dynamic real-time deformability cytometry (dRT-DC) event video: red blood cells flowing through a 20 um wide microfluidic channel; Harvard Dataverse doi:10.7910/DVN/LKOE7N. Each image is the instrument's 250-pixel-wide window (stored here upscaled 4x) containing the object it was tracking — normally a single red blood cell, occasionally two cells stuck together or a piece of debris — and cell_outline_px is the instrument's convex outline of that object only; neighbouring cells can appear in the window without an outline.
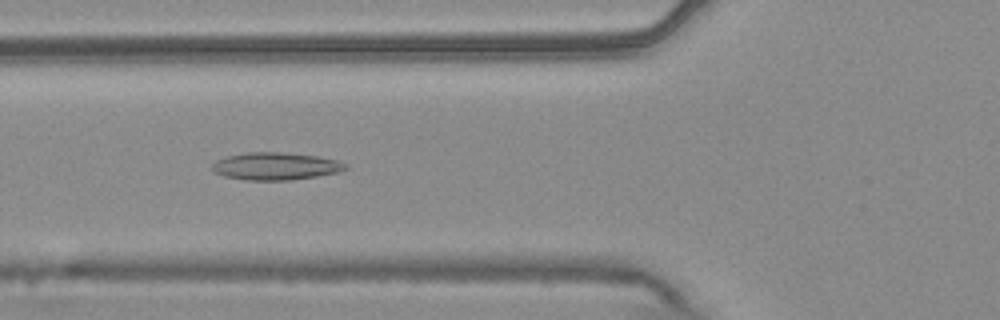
{"species": "common noctule bat (a hibernating species)", "species_latin": "Nyctalus noctula", "temperature_condition": "warm", "stored_images_in_passage": 53, "camera_frame_rate_fps": 3000, "um_per_image_px": 0.085, "animal": {"sex": "male", "body_mass_g": 20.4}, "frame": {"image": 1, "passage_image": 19, "time_ms": 6.0, "image_size_px": [1000, 320], "cell_outline_px": [[348, 168], [340, 172], [292, 180], [244, 180], [224, 176], [216, 172], [212, 168], [212, 164], [216, 160], [228, 156], [248, 152], [280, 152], [316, 156], [336, 160], [348, 164]], "centroid_in_image_um": [23.45, 14.13], "position_along_channel_um": 102.4, "area_um2": 21.27}}
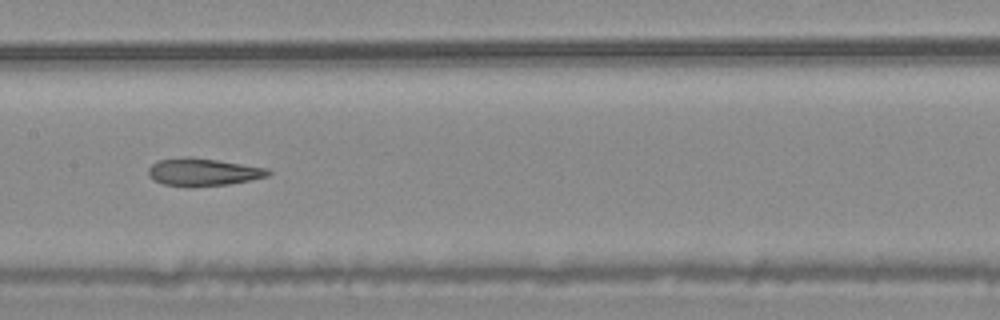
{"frame": {"image": 2, "passage_image": 26, "time_ms": 8.333, "image_size_px": [1000, 320], "cell_outline_px": [[272, 172], [268, 176], [252, 180], [228, 184], [192, 188], [164, 184], [148, 176], [148, 168], [156, 160], [184, 156], [192, 156], [268, 168]], "centroid_in_image_um": [17.25, 14.62], "position_along_channel_um": 190.2, "area_um2": 19.65}}
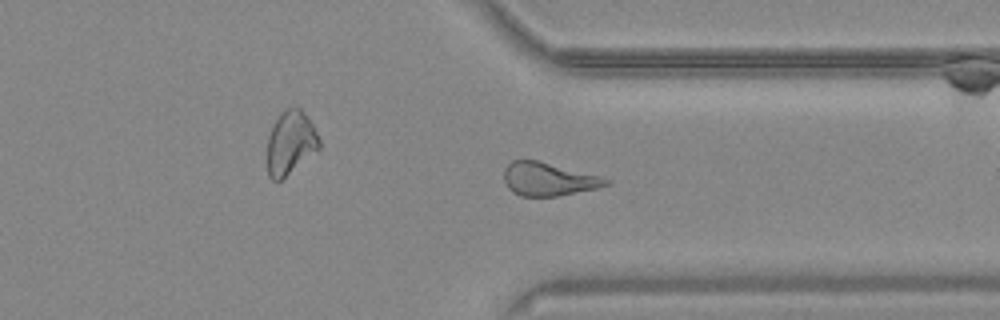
{"frame": {"image": 3, "passage_image": 40, "time_ms": 13.0, "image_size_px": [1000, 320], "cell_outline_px": [[612, 180], [608, 184], [596, 188], [556, 196], [520, 196], [512, 192], [508, 188], [504, 180], [504, 168], [512, 160], [536, 160], [600, 176]], "centroid_in_image_um": [46.58, 15.23], "position_along_channel_um": 364.8, "area_um2": 19.54}, "authors_computed_cell_mechanics": {"area_um2": 21.0392, "velocity_mm_per_s": 3.731, "shape_relaxation_time_tau1_ms": null, "shape_relaxation_time_tau2_ms": 3.9495, "deformation_change_tau1": null, "deformation_change_tau2": 0.1454}}